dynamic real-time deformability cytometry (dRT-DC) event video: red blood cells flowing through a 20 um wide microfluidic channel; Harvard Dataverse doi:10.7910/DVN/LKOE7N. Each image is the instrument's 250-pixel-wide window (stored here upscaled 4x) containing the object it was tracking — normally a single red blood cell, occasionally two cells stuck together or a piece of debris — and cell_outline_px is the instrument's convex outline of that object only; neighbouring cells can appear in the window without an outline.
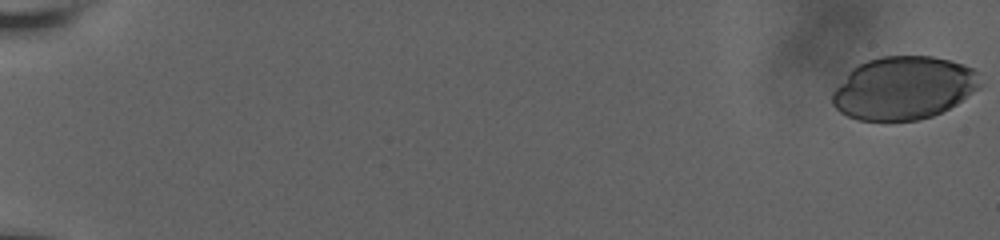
{"species": "human", "species_latin": "Homo sapiens", "temperature_condition": "room temperature", "stored_images_in_passage": 61, "camera_frame_rate_fps": 3000, "um_per_image_px": 0.085, "donor": {"sex": "male"}, "frame": {"image": 1, "passage_image": 1, "time_ms": 0.0, "image_size_px": [1000, 240], "cell_outline_px": [[980, 88], [956, 104], [932, 116], [920, 120], [888, 124], [884, 124], [860, 120], [848, 116], [840, 112], [832, 104], [832, 92], [848, 72], [852, 68], [868, 60], [880, 56], [932, 56], [952, 60], [972, 68], [976, 72], [980, 84]], "centroid_in_image_um": [76.78, 7.52], "position_along_channel_um": 8.2, "area_um2": 55.08}}